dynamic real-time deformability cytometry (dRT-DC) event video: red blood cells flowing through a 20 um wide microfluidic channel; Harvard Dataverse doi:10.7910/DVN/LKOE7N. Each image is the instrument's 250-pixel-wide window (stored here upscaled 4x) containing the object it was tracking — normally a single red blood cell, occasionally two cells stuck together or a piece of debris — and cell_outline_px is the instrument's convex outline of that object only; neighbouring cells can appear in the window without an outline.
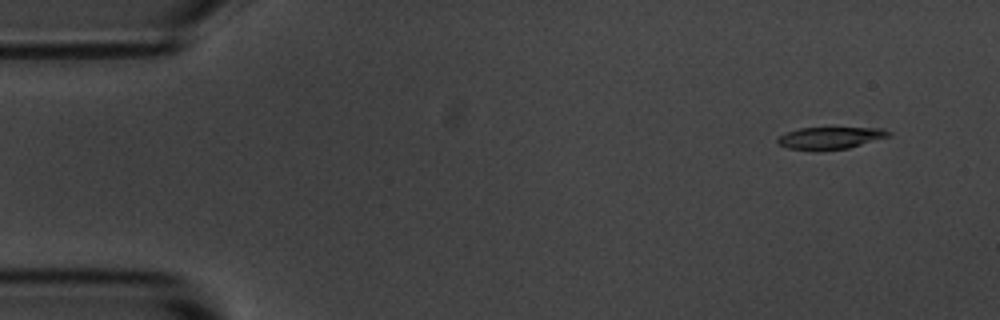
{"species": "common noctule bat (a hibernating species)", "species_latin": "Nyctalus noctula", "temperature_condition": "room temperature", "stored_images_in_passage": 4, "camera_frame_rate_fps": 3000, "um_per_image_px": 0.085, "animal": {"sex": "male", "body_mass_g": 20.1, "forearm_length_mm": 53.5}, "frame": {"image": 1, "passage_image": 2, "time_ms": 1.0, "image_size_px": [1000, 320], "cell_outline_px": [[892, 136], [848, 148], [788, 148], [780, 144], [776, 140], [780, 136], [788, 132], [800, 128], [884, 128], [892, 132]], "centroid_in_image_um": [70.69, 11.68], "position_along_channel_um": 14.3, "area_um2": 13.64}}